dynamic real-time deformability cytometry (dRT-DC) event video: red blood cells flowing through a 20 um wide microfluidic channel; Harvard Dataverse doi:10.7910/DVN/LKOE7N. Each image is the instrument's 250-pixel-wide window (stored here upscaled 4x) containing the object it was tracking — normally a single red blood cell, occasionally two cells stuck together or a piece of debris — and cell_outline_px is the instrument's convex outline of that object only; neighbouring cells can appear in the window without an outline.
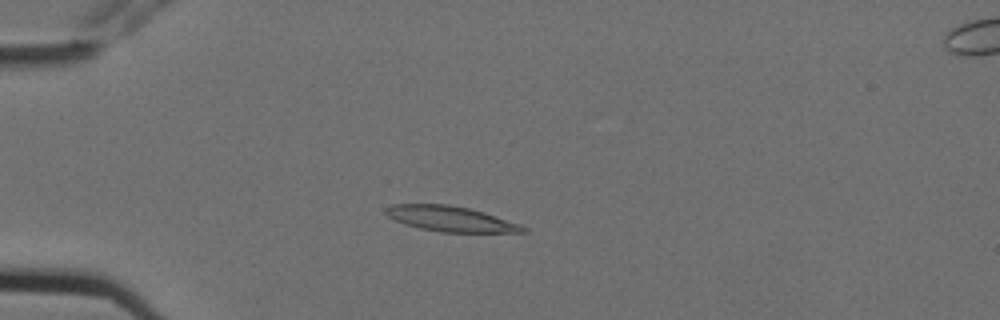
{"species": "Egyptian fruit bat (a non-hibernating species)", "species_latin": "Rousettus aegyptiacus", "temperature_condition": "cold", "stored_images_in_passage": 9, "camera_frame_rate_fps": 3000, "um_per_image_px": 0.085, "animal": {"sex": "female"}, "frame": {"image": 1, "passage_image": 3, "time_ms": 0.667, "image_size_px": [1000, 320], "cell_outline_px": [[528, 232], [440, 232], [420, 228], [404, 224], [388, 216], [384, 212], [384, 208], [392, 204], [448, 204], [468, 208], [484, 212], [520, 224], [528, 228]], "centroid_in_image_um": [38.29, 18.6], "position_along_channel_um": 46.7, "area_um2": 20.23}}
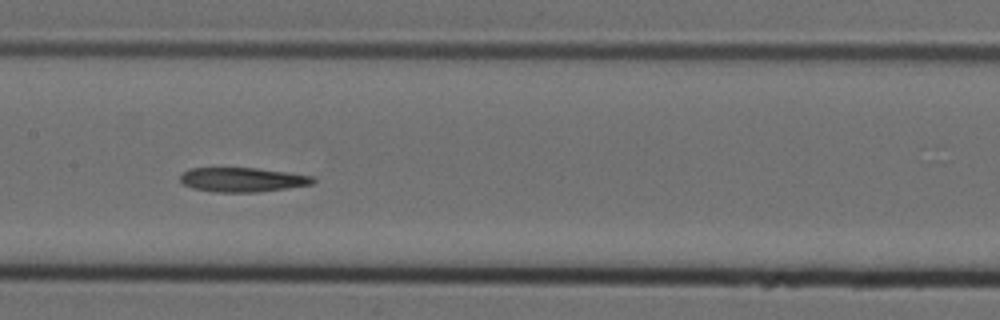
{"frame": {"image": 2, "passage_image": 7, "time_ms": 2.0, "image_size_px": [1000, 320], "cell_outline_px": [[316, 180], [312, 184], [288, 188], [256, 192], [216, 192], [192, 188], [184, 184], [180, 180], [180, 172], [188, 168], [256, 168], [288, 172], [316, 176]], "centroid_in_image_um": [20.61, 15.26], "position_along_channel_um": 186.8, "area_um2": 19.02}}
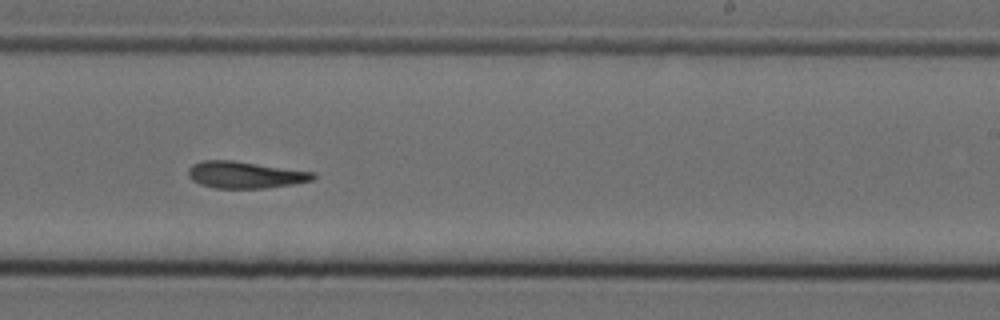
{"frame": {"image": 3, "passage_image": 9, "time_ms": 2.667, "image_size_px": [1000, 320], "cell_outline_px": [[316, 176], [312, 180], [292, 184], [264, 188], [216, 188], [200, 184], [192, 180], [188, 176], [188, 168], [192, 164], [200, 160], [232, 160], [316, 172]], "centroid_in_image_um": [20.81, 14.85], "position_along_channel_um": 268.2, "area_um2": 19.54}}